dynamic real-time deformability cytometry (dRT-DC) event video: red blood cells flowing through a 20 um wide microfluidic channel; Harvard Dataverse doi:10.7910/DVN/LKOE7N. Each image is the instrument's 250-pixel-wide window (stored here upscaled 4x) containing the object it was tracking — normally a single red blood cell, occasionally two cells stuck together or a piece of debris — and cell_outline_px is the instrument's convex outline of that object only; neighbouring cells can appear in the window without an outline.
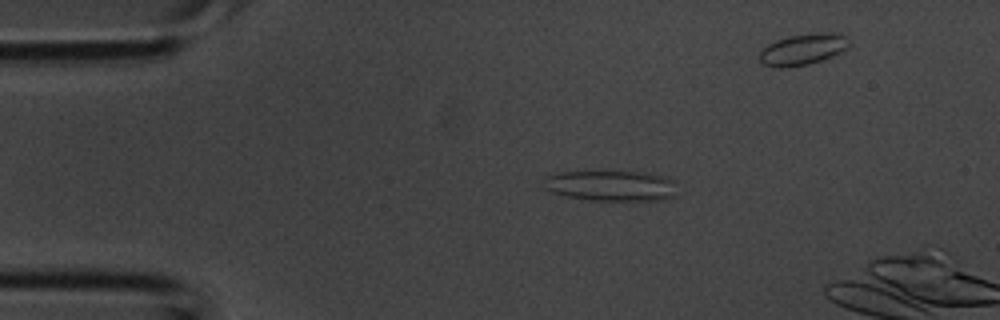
{"species": "common noctule bat (a hibernating species)", "species_latin": "Nyctalus noctula", "temperature_condition": "room temperature", "stored_images_in_passage": 3, "camera_frame_rate_fps": 3000, "um_per_image_px": 0.085, "animal": {"sex": "male", "body_mass_g": 20.1, "forearm_length_mm": 53.5}, "frame": {"image": 1, "passage_image": 2, "time_ms": 0.333, "image_size_px": [1000, 320], "cell_outline_px": [[676, 196], [664, 200], [588, 200], [564, 196], [552, 192], [544, 188], [540, 180], [544, 176], [556, 172], [644, 172], [664, 176], [676, 180]], "centroid_in_image_um": [51.92, 15.79], "position_along_channel_um": 33.1, "area_um2": 24.28}}